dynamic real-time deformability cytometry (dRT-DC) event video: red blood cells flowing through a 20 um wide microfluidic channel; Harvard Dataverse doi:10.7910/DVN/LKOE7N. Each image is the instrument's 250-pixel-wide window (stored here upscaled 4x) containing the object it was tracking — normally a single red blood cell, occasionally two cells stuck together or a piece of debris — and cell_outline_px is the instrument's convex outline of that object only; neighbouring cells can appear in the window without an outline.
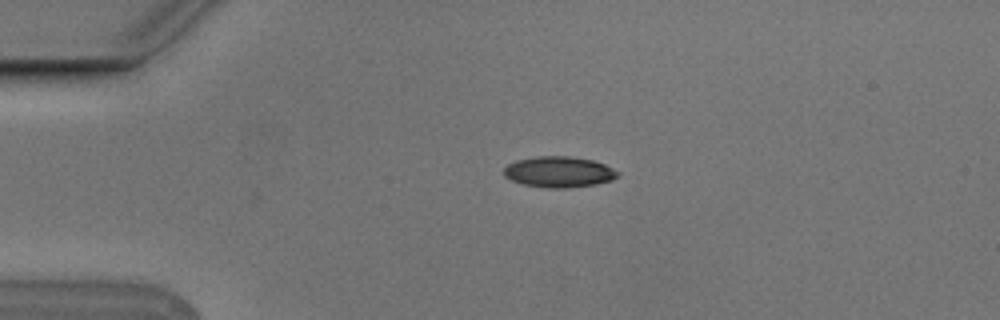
{"species": "Egyptian fruit bat (a non-hibernating species)", "species_latin": "Rousettus aegyptiacus", "temperature_condition": "cold", "stored_images_in_passage": 32, "camera_frame_rate_fps": 3000, "um_per_image_px": 0.085, "animal": {"sex": "male"}, "frame": {"image": 1, "passage_image": 1, "time_ms": 0.0, "image_size_px": [1000, 320], "cell_outline_px": [[620, 176], [612, 180], [596, 184], [568, 188], [548, 188], [524, 184], [512, 180], [504, 176], [504, 168], [508, 164], [516, 160], [536, 156], [568, 156], [592, 160], [604, 164], [620, 172]], "centroid_in_image_um": [47.53, 14.61], "position_along_channel_um": 37.5, "area_um2": 20.52}}
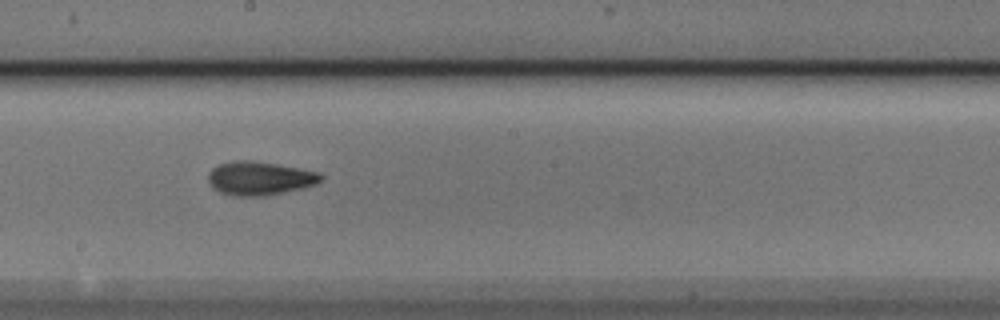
{"frame": {"image": 2, "passage_image": 19, "time_ms": 6.0, "image_size_px": [1000, 320], "cell_outline_px": [[324, 176], [316, 184], [268, 196], [232, 196], [220, 192], [212, 188], [208, 180], [208, 172], [212, 168], [220, 164], [236, 160], [252, 160], [276, 164], [320, 172]], "centroid_in_image_um": [22.04, 15.16], "position_along_channel_um": 226.2, "area_um2": 22.14}}
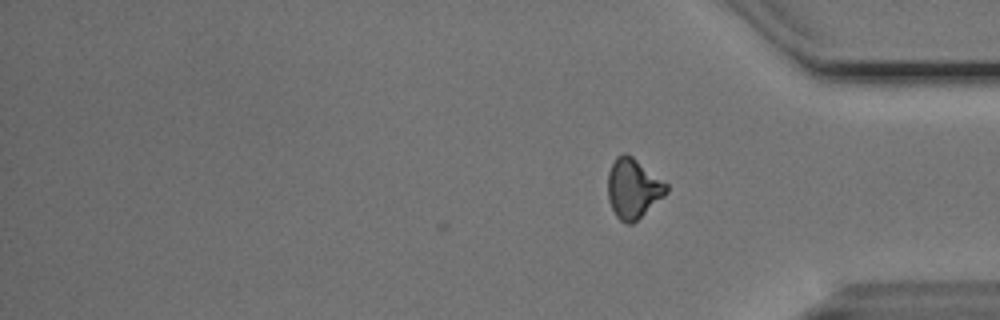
{"frame": {"image": 3, "passage_image": 32, "time_ms": 10.333, "image_size_px": [1000, 320], "cell_outline_px": [[668, 192], [664, 196], [632, 224], [624, 224], [616, 216], [608, 200], [608, 172], [616, 156], [624, 152], [628, 152], [668, 184]], "centroid_in_image_um": [53.81, 16.0], "position_along_channel_um": 381.4, "area_um2": 20.52}, "authors_computed_cell_mechanics": {"area_um2": 20.7502, "velocity_mm_per_s": 3.7677, "shape_relaxation_time_tau1_ms": 4.298, "shape_relaxation_time_tau2_ms": 3.3154, "deformation_change_tau1": 0.1242, "deformation_change_tau2": 0.0862}}